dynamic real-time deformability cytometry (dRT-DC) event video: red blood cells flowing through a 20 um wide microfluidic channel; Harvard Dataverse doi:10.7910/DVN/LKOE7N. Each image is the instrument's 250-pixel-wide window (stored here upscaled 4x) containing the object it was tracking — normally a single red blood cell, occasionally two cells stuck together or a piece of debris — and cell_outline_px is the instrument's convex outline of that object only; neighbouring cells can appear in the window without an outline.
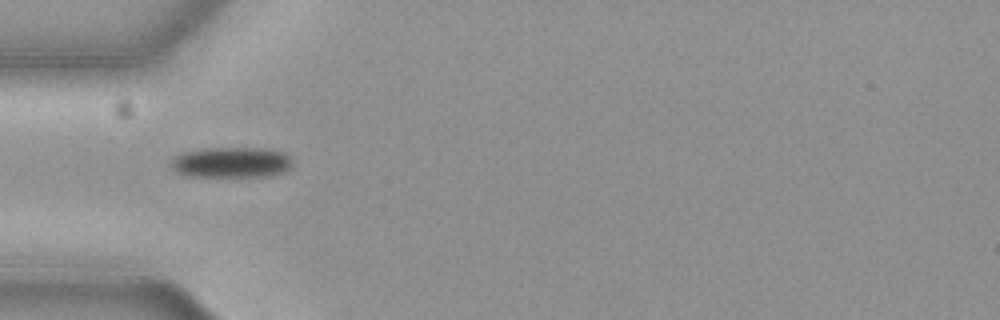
{"species": "common noctule bat (a hibernating species)", "species_latin": "Nyctalus noctula", "temperature_condition": "cold", "stored_images_in_passage": 21, "camera_frame_rate_fps": 3000, "um_per_image_px": 0.085, "animal": {"sex": "female", "body_mass_g": 19.3, "forearm_length_mm": 54.1}, "frame": {"image": 1, "passage_image": 1, "time_ms": 0.0, "image_size_px": [1000, 320], "cell_outline_px": [[292, 164], [284, 172], [268, 176], [184, 176], [176, 172], [172, 168], [172, 156], [184, 152], [204, 148], [264, 148], [284, 152], [292, 160]], "centroid_in_image_um": [19.64, 13.8], "position_along_channel_um": 65.4, "area_um2": 21.73}}
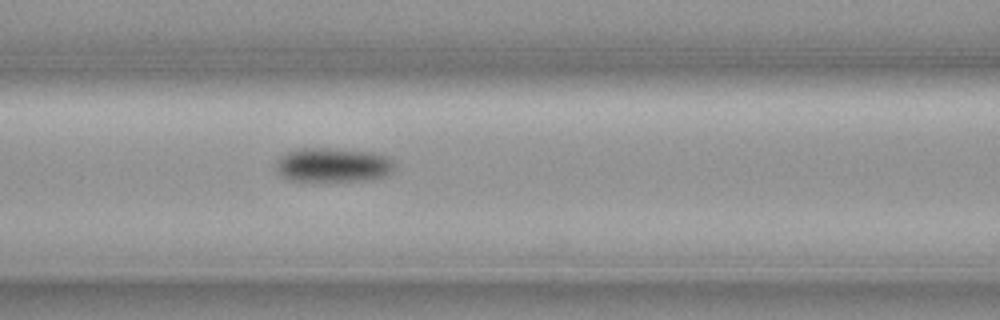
{"frame": {"image": 2, "passage_image": 7, "time_ms": 2.0, "image_size_px": [1000, 320], "cell_outline_px": [[392, 172], [384, 176], [368, 180], [288, 180], [280, 176], [276, 168], [276, 160], [284, 152], [296, 148], [328, 148], [372, 152], [388, 156], [392, 160]], "centroid_in_image_um": [28.24, 14.0], "position_along_channel_um": 138.4, "area_um2": 23.64}}
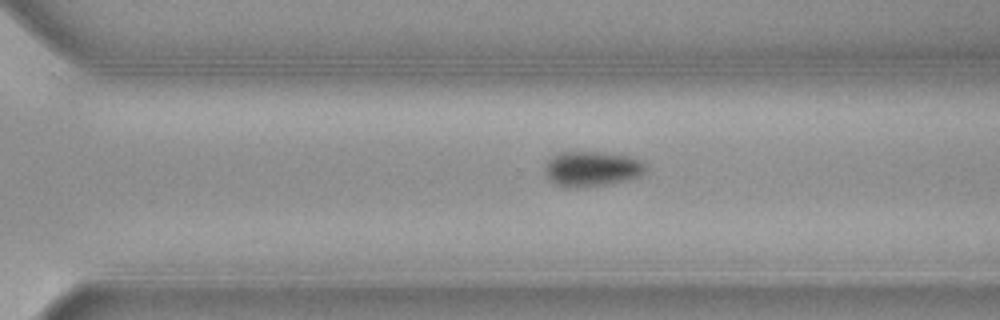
{"frame": {"image": 3, "passage_image": 18, "time_ms": 5.667, "image_size_px": [1000, 320], "cell_outline_px": [[644, 172], [640, 176], [608, 184], [576, 188], [564, 188], [548, 180], [544, 172], [544, 164], [556, 152], [604, 152], [628, 156], [640, 160], [644, 164]], "centroid_in_image_um": [50.22, 14.35], "position_along_channel_um": 320.4, "area_um2": 20.81}}